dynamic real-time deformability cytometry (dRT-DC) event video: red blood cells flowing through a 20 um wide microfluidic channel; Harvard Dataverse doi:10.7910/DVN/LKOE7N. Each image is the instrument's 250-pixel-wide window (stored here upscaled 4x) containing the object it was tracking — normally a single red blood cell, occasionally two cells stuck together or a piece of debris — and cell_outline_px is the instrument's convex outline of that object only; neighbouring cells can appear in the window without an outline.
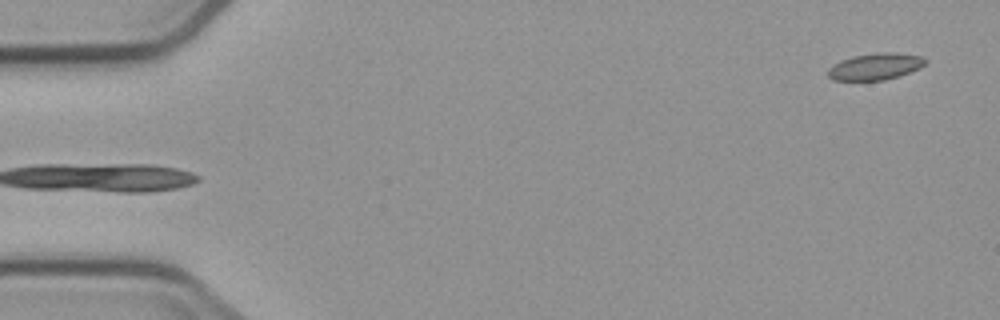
{"species": "common noctule bat (a hibernating species)", "species_latin": "Nyctalus noctula", "temperature_condition": "cold", "stored_images_in_passage": 5, "segment_of_instrument_passage": [1, 2], "camera_frame_rate_fps": 3000, "um_per_image_px": 0.085, "animal": {"sex": "male", "body_mass_g": 23.1, "forearm_length_mm": 52.7}, "frame": {"image": 1, "passage_image": 1, "time_ms": 0.0, "image_size_px": [1000, 320], "cell_outline_px": [[928, 60], [920, 68], [884, 80], [832, 80], [828, 76], [828, 68], [840, 60], [852, 56], [880, 52], [888, 52], [920, 56]], "centroid_in_image_um": [74.36, 5.65], "position_along_channel_um": 10.6, "area_um2": 14.91}}
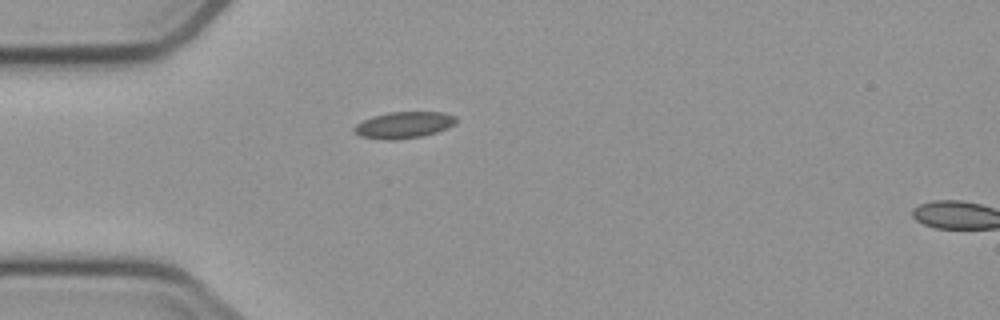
{"frame": {"image": 2, "passage_image": 4, "time_ms": 4.333, "image_size_px": [1000, 320], "cell_outline_px": [[456, 120], [448, 128], [424, 136], [392, 140], [384, 140], [360, 136], [352, 132], [352, 128], [356, 124], [372, 116], [388, 112], [444, 112], [456, 116]], "centroid_in_image_um": [34.28, 10.62], "position_along_channel_um": 50.7, "area_um2": 15.84}}